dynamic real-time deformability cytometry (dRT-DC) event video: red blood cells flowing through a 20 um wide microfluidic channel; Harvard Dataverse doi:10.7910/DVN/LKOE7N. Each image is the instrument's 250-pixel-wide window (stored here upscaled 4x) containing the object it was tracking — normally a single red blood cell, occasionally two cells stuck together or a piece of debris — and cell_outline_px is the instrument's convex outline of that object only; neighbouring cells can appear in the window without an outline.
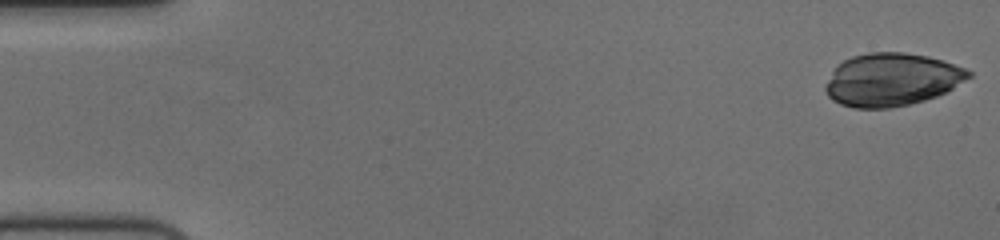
{"species": "human", "species_latin": "Homo sapiens", "temperature_condition": "cold", "stored_images_in_passage": 55, "camera_frame_rate_fps": 3000, "um_per_image_px": 0.085, "donor": {"sex": "female"}, "frame": {"image": 1, "passage_image": 1, "time_ms": 0.0, "image_size_px": [1000, 240], "cell_outline_px": [[972, 76], [948, 92], [912, 104], [892, 108], [852, 108], [840, 104], [832, 100], [828, 96], [824, 88], [832, 72], [844, 60], [852, 56], [868, 52], [900, 52], [924, 56], [940, 60], [964, 68], [972, 72]], "centroid_in_image_um": [75.79, 6.79], "position_along_channel_um": 9.2, "area_um2": 43.99}}
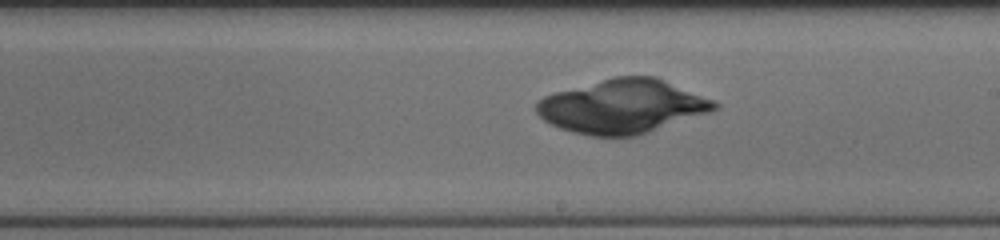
{"frame": {"image": 2, "passage_image": 32, "time_ms": 10.333, "image_size_px": [1000, 240], "cell_outline_px": [[720, 108], [712, 112], [636, 136], [588, 136], [572, 132], [560, 128], [544, 120], [536, 112], [536, 100], [544, 96], [556, 92], [612, 76], [656, 76], [712, 100], [720, 104]], "centroid_in_image_um": [52.91, 9.04], "position_along_channel_um": 236.1, "area_um2": 55.95}}
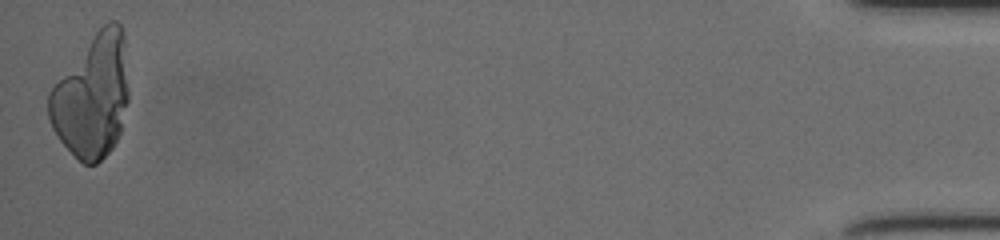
{"frame": {"image": 3, "passage_image": 55, "time_ms": 18.0, "image_size_px": [1000, 240], "cell_outline_px": [[128, 100], [120, 132], [112, 148], [96, 164], [84, 164], [60, 140], [52, 128], [48, 116], [48, 92], [96, 32], [108, 20], [116, 20], [120, 24], [124, 32], [128, 88]], "centroid_in_image_um": [7.84, 8.17], "position_along_channel_um": 427.4, "area_um2": 56.59}}